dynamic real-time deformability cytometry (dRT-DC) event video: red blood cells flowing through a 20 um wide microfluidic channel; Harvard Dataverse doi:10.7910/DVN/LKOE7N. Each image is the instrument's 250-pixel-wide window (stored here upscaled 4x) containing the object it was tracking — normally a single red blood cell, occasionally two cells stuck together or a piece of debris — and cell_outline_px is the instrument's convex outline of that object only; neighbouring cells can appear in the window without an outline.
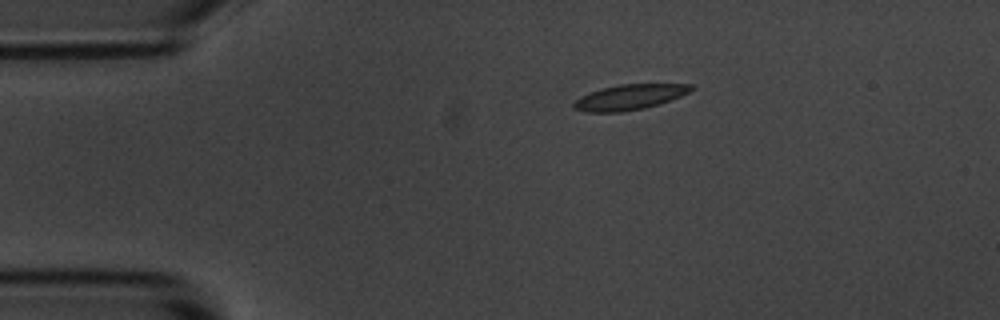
{"species": "common noctule bat (a hibernating species)", "species_latin": "Nyctalus noctula", "temperature_condition": "room temperature", "stored_images_in_passage": 3, "camera_frame_rate_fps": 3000, "um_per_image_px": 0.085, "animal": {"sex": "male", "body_mass_g": 20.1, "forearm_length_mm": 53.5}, "frame": {"image": 1, "passage_image": 1, "time_ms": 0.0, "image_size_px": [1000, 320], "cell_outline_px": [[692, 88], [688, 92], [672, 100], [660, 104], [644, 108], [620, 112], [584, 112], [572, 108], [572, 104], [580, 96], [600, 88], [620, 84], [692, 84]], "centroid_in_image_um": [53.46, 8.26], "position_along_channel_um": 31.5, "area_um2": 17.34}}